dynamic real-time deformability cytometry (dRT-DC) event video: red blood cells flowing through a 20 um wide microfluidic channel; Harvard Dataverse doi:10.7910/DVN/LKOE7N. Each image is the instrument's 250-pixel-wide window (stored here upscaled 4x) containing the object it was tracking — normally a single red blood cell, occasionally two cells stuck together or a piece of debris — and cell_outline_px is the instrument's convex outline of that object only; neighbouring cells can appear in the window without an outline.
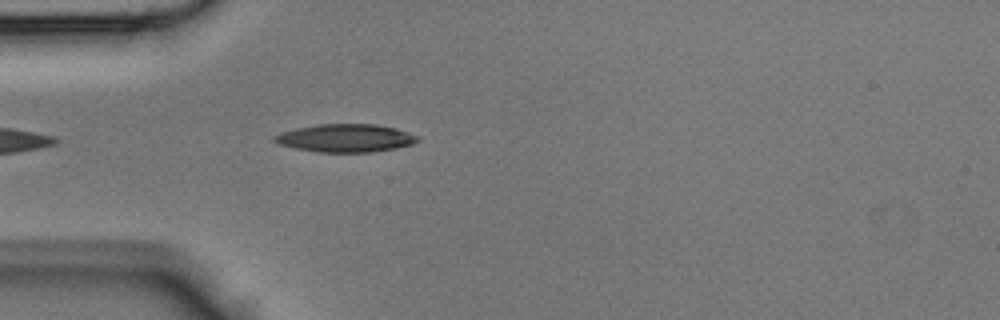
{"species": "Egyptian fruit bat (a non-hibernating species)", "species_latin": "Rousettus aegyptiacus", "temperature_condition": "room temperature", "stored_images_in_passage": 4, "camera_frame_rate_fps": 3000, "um_per_image_px": 0.085, "animal": {"sex": "male"}, "frame": {"image": 1, "passage_image": 1, "time_ms": 0.0, "image_size_px": [1000, 320], "cell_outline_px": [[420, 140], [412, 144], [396, 148], [372, 152], [316, 152], [296, 148], [280, 144], [272, 140], [272, 136], [280, 132], [296, 128], [320, 124], [376, 124], [396, 128], [420, 136]], "centroid_in_image_um": [29.38, 11.73], "position_along_channel_um": 55.6, "area_um2": 23.47}}